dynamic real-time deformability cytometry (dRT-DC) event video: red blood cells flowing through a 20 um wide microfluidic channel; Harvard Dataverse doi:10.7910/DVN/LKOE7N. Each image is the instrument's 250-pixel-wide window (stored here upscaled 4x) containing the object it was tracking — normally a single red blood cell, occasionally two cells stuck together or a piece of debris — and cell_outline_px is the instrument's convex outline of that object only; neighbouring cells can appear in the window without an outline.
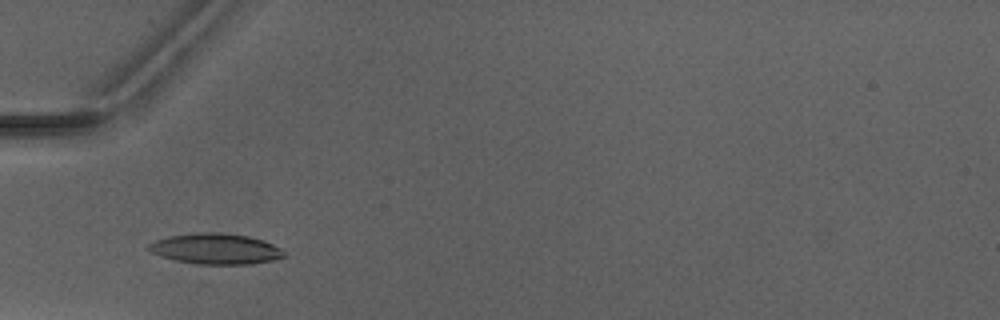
{"species": "Egyptian fruit bat (a non-hibernating species)", "species_latin": "Rousettus aegyptiacus", "temperature_condition": "warm", "stored_images_in_passage": 4, "camera_frame_rate_fps": 3000, "um_per_image_px": 0.085, "animal": {"sex": "male"}, "frame": {"image": 1, "passage_image": 2, "time_ms": 1.333, "image_size_px": [1000, 320], "cell_outline_px": [[288, 256], [272, 260], [248, 264], [196, 264], [176, 260], [160, 256], [152, 252], [148, 248], [148, 244], [156, 240], [168, 236], [200, 232], [220, 232], [248, 236], [264, 240], [280, 248]], "centroid_in_image_um": [18.34, 21.14], "position_along_channel_um": 66.7, "area_um2": 24.16}}
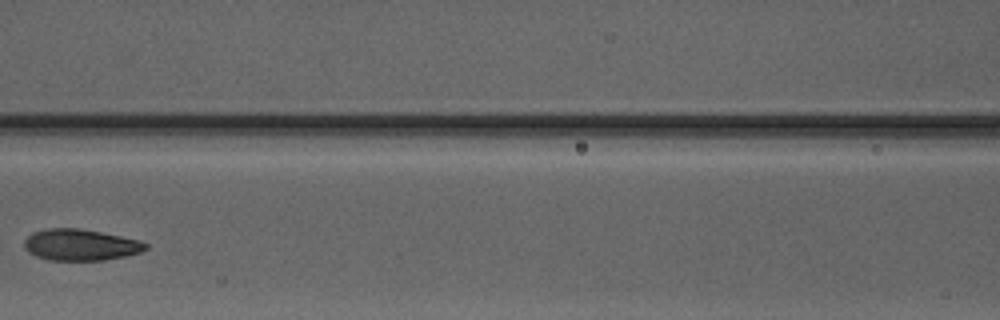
{"frame": {"image": 2, "passage_image": 4, "time_ms": 3.667, "image_size_px": [1000, 320], "cell_outline_px": [[148, 248], [140, 252], [124, 256], [104, 260], [48, 260], [36, 256], [28, 252], [24, 248], [24, 240], [32, 232], [48, 228], [80, 228], [140, 240], [148, 244]], "centroid_in_image_um": [6.82, 20.81], "position_along_channel_um": 159.8, "area_um2": 22.2}}